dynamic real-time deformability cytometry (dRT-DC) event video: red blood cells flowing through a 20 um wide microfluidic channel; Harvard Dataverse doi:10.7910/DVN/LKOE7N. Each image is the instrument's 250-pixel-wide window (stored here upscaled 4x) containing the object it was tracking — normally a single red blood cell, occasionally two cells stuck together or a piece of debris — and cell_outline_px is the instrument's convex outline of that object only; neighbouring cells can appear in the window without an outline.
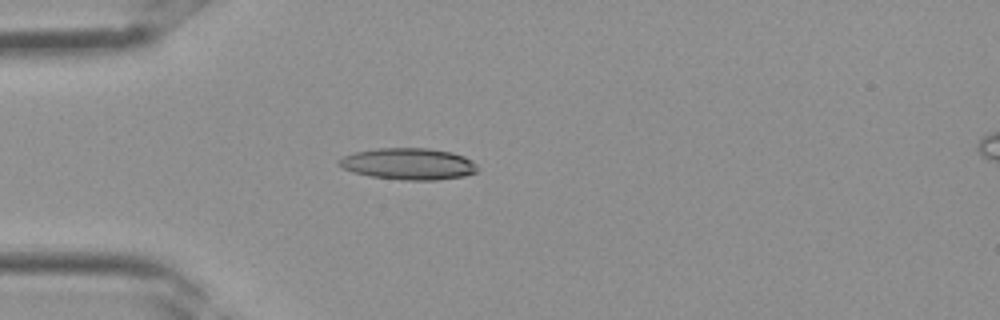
{"species": "Egyptian fruit bat (a non-hibernating species)", "species_latin": "Rousettus aegyptiacus", "temperature_condition": "room temperature", "stored_images_in_passage": 2, "camera_frame_rate_fps": 3000, "um_per_image_px": 0.085, "frame": {"image": 1, "passage_image": 2, "time_ms": 0.333, "image_size_px": [1000, 320], "cell_outline_px": [[480, 168], [476, 172], [464, 176], [436, 180], [400, 180], [372, 176], [352, 172], [336, 164], [336, 160], [344, 156], [356, 152], [376, 148], [428, 148], [452, 152], [464, 156], [472, 160]], "centroid_in_image_um": [34.73, 13.93], "position_along_channel_um": 50.3, "area_um2": 25.66}}